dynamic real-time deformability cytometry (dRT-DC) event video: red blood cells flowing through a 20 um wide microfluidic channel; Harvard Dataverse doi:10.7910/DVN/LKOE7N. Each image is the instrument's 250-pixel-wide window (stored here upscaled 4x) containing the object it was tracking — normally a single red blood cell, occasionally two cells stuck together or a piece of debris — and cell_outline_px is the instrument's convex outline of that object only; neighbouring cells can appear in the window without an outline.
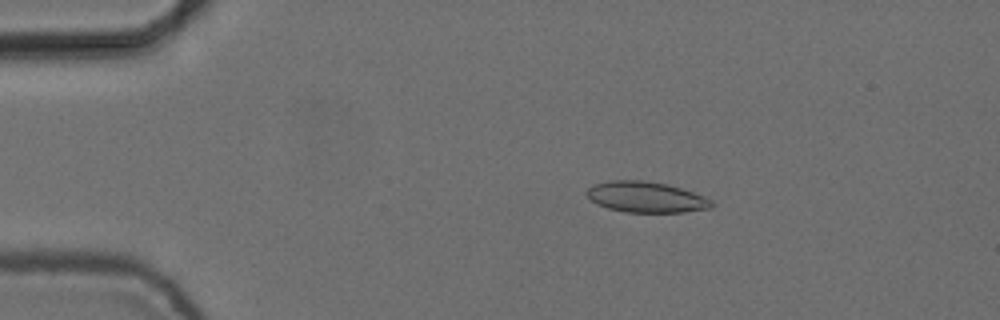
{"species": "common noctule bat (a hibernating species)", "species_latin": "Nyctalus noctula", "temperature_condition": "cold", "stored_images_in_passage": 5, "camera_frame_rate_fps": 3000, "um_per_image_px": 0.085, "animal": {"sex": "female", "body_mass_g": 24.6, "forearm_length_mm": 56.2}, "frame": {"image": 1, "passage_image": 2, "time_ms": 0.333, "image_size_px": [1000, 320], "cell_outline_px": [[712, 208], [684, 212], [624, 212], [608, 208], [596, 204], [584, 192], [592, 184], [608, 180], [644, 180], [668, 184], [704, 196], [712, 200]], "centroid_in_image_um": [54.88, 16.74], "position_along_channel_um": 30.1, "area_um2": 22.54}}
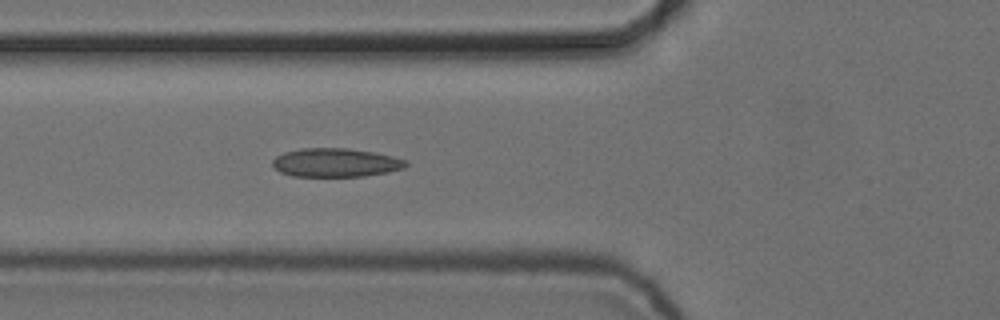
{"frame": {"image": 2, "passage_image": 5, "time_ms": 1.333, "image_size_px": [1000, 320], "cell_outline_px": [[408, 164], [404, 168], [388, 172], [364, 176], [292, 176], [280, 172], [272, 168], [272, 160], [276, 156], [284, 152], [300, 148], [348, 148], [372, 152], [392, 156], [408, 160]], "centroid_in_image_um": [28.5, 13.82], "position_along_channel_um": 97.3, "area_um2": 22.43}}